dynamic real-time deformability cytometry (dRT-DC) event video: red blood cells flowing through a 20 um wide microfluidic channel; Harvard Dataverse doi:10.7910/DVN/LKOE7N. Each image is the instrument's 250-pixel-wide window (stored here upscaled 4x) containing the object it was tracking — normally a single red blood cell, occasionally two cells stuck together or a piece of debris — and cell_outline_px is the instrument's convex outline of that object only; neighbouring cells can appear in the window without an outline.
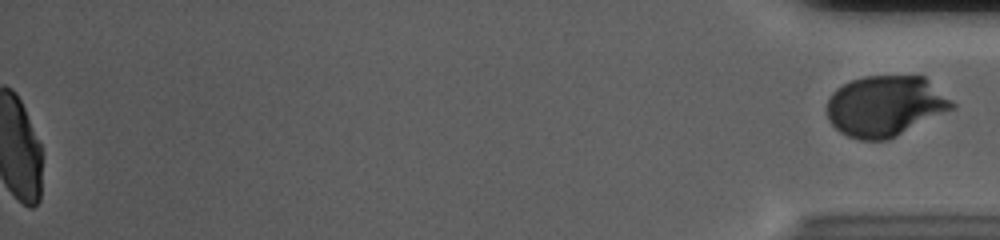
{"species": "human", "species_latin": "Homo sapiens", "temperature_condition": "cold", "stored_images_in_passage": 58, "segment_of_instrument_passage": [2, 2], "camera_frame_rate_fps": 3000, "um_per_image_px": 0.085, "donor": {"sex": "male"}, "frame": {"image": 1, "passage_image": 58, "time_ms": 19.0, "image_size_px": [1000, 240], "cell_outline_px": [[956, 108], [888, 140], [860, 140], [848, 136], [840, 132], [828, 120], [828, 100], [832, 92], [836, 88], [852, 80], [864, 76], [924, 76], [952, 100], [956, 104]], "centroid_in_image_um": [75.27, 9.01], "position_along_channel_um": 359.9, "area_um2": 44.33}}